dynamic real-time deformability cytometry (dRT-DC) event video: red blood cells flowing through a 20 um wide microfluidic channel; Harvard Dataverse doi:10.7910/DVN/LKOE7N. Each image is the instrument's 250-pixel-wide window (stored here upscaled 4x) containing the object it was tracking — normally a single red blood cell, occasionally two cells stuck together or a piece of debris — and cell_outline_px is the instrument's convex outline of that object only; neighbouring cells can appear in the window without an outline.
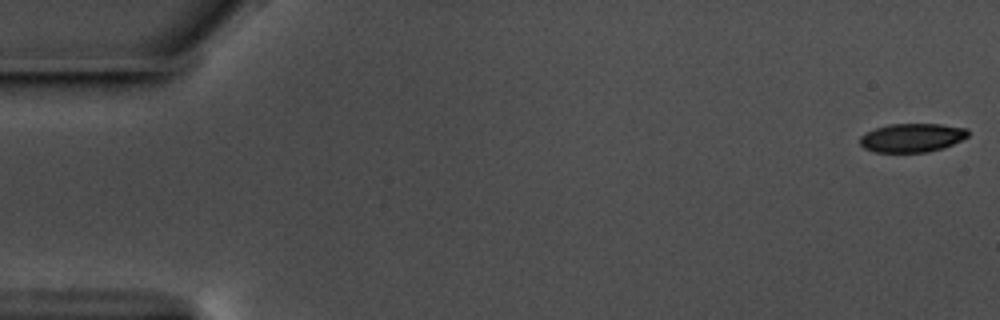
{"species": "common noctule bat (a hibernating species)", "species_latin": "Nyctalus noctula", "temperature_condition": "warm", "stored_images_in_passage": 58, "camera_frame_rate_fps": 3000, "um_per_image_px": 0.085, "animal": {"sex": "male", "body_mass_g": 17.5, "forearm_length_mm": 52.3}, "frame": {"image": 1, "passage_image": 1, "time_ms": 0.0, "image_size_px": [1000, 320], "cell_outline_px": [[968, 136], [944, 148], [928, 152], [872, 152], [864, 148], [860, 144], [860, 136], [876, 128], [888, 124], [940, 124], [968, 128]], "centroid_in_image_um": [77.52, 11.71], "position_along_channel_um": 7.5, "area_um2": 18.09}}
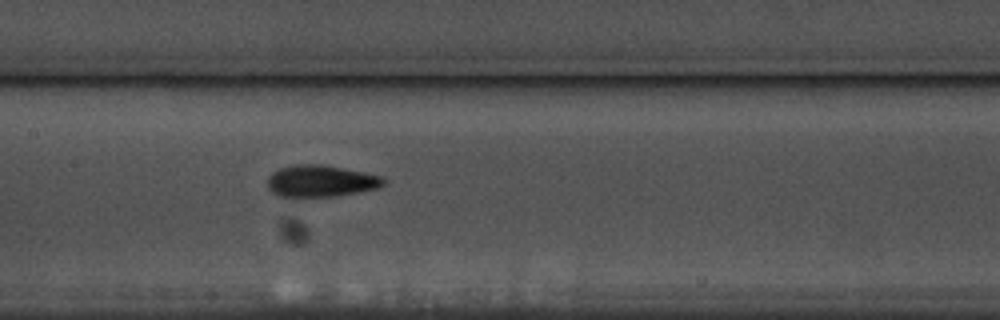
{"frame": {"image": 2, "passage_image": 28, "time_ms": 9.0, "image_size_px": [1000, 320], "cell_outline_px": [[384, 184], [380, 188], [360, 192], [336, 196], [300, 200], [292, 200], [280, 196], [272, 192], [268, 188], [268, 176], [272, 172], [280, 168], [296, 164], [324, 164], [384, 176]], "centroid_in_image_um": [27.24, 15.43], "position_along_channel_um": 180.2, "area_um2": 22.48}}
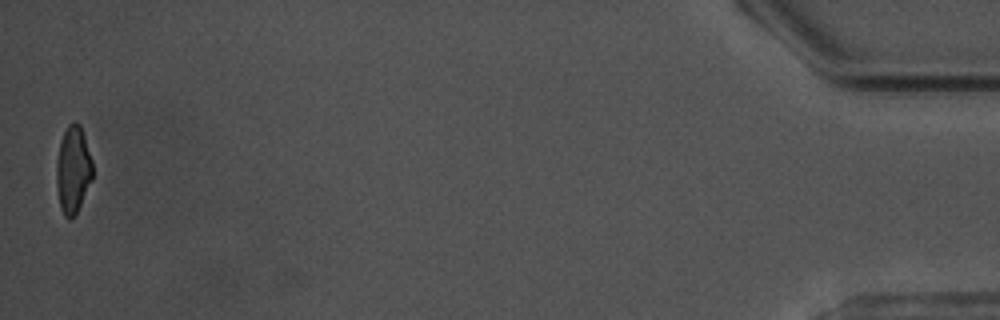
{"frame": {"image": 3, "passage_image": 57, "time_ms": 18.667, "image_size_px": [1000, 320], "cell_outline_px": [[92, 180], [76, 212], [68, 220], [64, 216], [60, 208], [56, 184], [56, 160], [60, 140], [68, 124], [76, 120], [80, 124], [92, 160]], "centroid_in_image_um": [6.19, 14.39], "position_along_channel_um": 429.0, "area_um2": 18.38}, "authors_computed_cell_mechanics": {"area_um2": 19.9699, "velocity_mm_per_s": 3.5649, "shape_relaxation_time_tau1_ms": 3.1273, "shape_relaxation_time_tau2_ms": 3.3831, "deformation_change_tau1": 0.1347, "deformation_change_tau2": 0.1146}}